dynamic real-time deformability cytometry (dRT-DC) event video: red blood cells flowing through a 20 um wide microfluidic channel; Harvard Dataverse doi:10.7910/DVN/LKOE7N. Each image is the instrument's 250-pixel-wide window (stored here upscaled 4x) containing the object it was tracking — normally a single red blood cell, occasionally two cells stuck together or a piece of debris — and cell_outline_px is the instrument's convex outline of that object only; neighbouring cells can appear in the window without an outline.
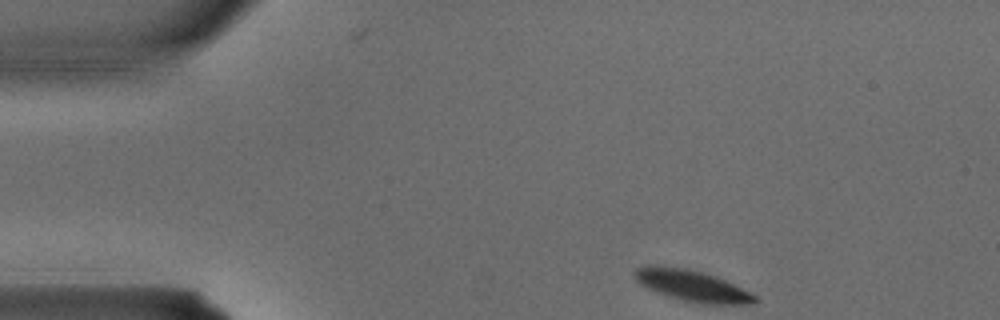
{"species": "common noctule bat (a hibernating species)", "species_latin": "Nyctalus noctula", "temperature_condition": "warm", "stored_images_in_passage": 2, "camera_frame_rate_fps": 3000, "um_per_image_px": 0.085, "animal": {"sex": "male", "body_mass_g": 15.6}, "frame": {"image": 1, "passage_image": 1, "time_ms": 0.0, "image_size_px": [1000, 320], "cell_outline_px": [[760, 300], [756, 304], [692, 304], [656, 292], [640, 284], [636, 280], [632, 272], [636, 268], [644, 264], [684, 268], [716, 276], [756, 296]], "centroid_in_image_um": [58.78, 24.3], "position_along_channel_um": 26.2, "area_um2": 22.02}}